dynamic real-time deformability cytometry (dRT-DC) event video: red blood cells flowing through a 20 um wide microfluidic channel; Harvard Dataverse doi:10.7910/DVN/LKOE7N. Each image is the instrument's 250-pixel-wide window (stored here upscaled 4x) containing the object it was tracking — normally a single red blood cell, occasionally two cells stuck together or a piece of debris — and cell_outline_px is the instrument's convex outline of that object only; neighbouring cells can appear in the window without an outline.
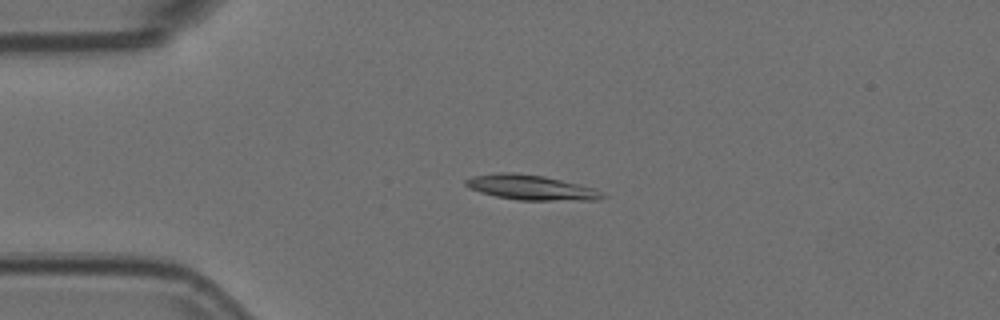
{"species": "Egyptian fruit bat (a non-hibernating species)", "species_latin": "Rousettus aegyptiacus", "temperature_condition": "room temperature", "stored_images_in_passage": 4, "camera_frame_rate_fps": 3000, "um_per_image_px": 0.085, "animal": {"sex": "female"}, "frame": {"image": 1, "passage_image": 4, "time_ms": 1.0, "image_size_px": [1000, 320], "cell_outline_px": [[604, 196], [596, 200], [516, 200], [496, 196], [480, 192], [464, 184], [464, 180], [472, 176], [496, 172], [512, 172], [544, 176], [580, 184], [604, 192]], "centroid_in_image_um": [45.11, 15.93], "position_along_channel_um": 39.9, "area_um2": 19.83}}